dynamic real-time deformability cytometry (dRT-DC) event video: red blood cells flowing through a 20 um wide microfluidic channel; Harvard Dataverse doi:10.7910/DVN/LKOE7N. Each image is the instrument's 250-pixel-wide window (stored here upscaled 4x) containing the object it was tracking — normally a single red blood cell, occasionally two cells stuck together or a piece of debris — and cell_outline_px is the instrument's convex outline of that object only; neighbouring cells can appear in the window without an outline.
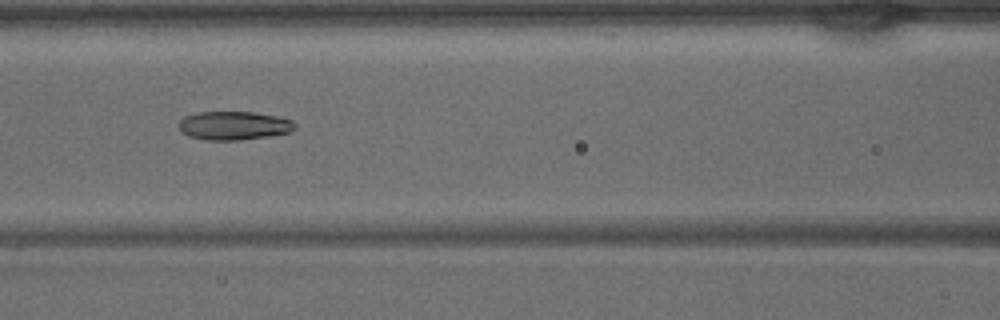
{"species": "common noctule bat (a hibernating species)", "species_latin": "Nyctalus noctula", "temperature_condition": "warm", "stored_images_in_passage": 16, "camera_frame_rate_fps": 3000, "um_per_image_px": 0.085, "animal": {"sex": "male", "body_mass_g": 15.6}, "frame": {"image": 1, "passage_image": 13, "time_ms": 4.0, "image_size_px": [1000, 320], "cell_outline_px": [[296, 128], [288, 132], [268, 136], [240, 140], [208, 140], [188, 136], [180, 128], [180, 120], [184, 116], [196, 112], [252, 112], [276, 116], [292, 120], [296, 124]], "centroid_in_image_um": [19.88, 10.67], "position_along_channel_um": 146.7, "area_um2": 19.19}}
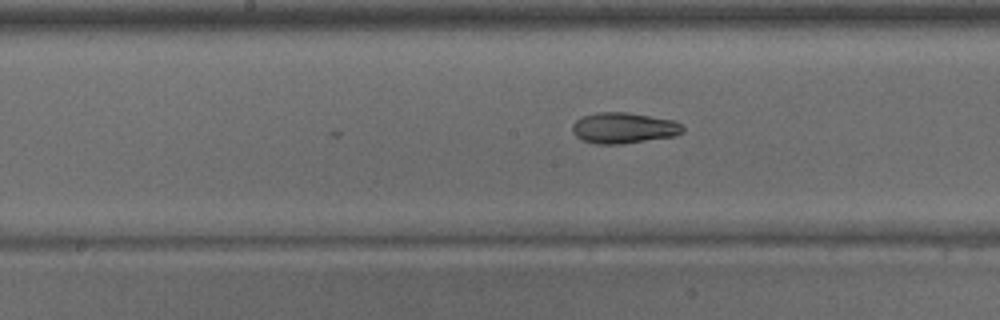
{"frame": {"image": 2, "passage_image": 16, "time_ms": 5.0, "image_size_px": [1000, 320], "cell_outline_px": [[684, 132], [676, 136], [620, 144], [592, 144], [576, 136], [572, 132], [572, 124], [576, 120], [584, 116], [600, 112], [624, 112], [676, 120], [684, 128]], "centroid_in_image_um": [53.03, 10.88], "position_along_channel_um": 195.2, "area_um2": 19.88}}